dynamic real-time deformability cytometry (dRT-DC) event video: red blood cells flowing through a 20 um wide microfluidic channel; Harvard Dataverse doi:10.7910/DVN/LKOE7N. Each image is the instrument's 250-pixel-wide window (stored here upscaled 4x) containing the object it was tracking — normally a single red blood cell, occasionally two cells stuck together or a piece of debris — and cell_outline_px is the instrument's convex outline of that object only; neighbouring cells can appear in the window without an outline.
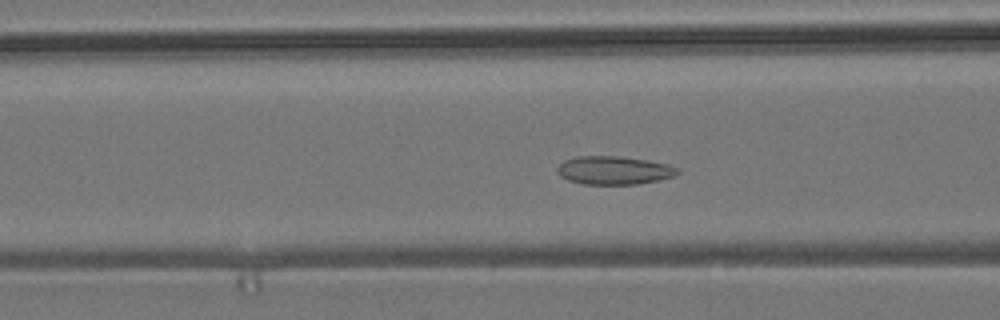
{"species": "common noctule bat (a hibernating species)", "species_latin": "Nyctalus noctula", "temperature_condition": "room temperature", "stored_images_in_passage": 54, "camera_frame_rate_fps": 3000, "um_per_image_px": 0.085, "animal": {"sex": "male", "body_mass_g": 19.2, "forearm_length_mm": 51.8}, "frame": {"image": 1, "passage_image": 20, "time_ms": 6.333, "image_size_px": [1000, 320], "cell_outline_px": [[680, 172], [676, 176], [660, 180], [636, 184], [584, 184], [568, 180], [560, 176], [556, 172], [556, 168], [564, 160], [576, 156], [620, 156], [648, 160], [668, 164], [680, 168]], "centroid_in_image_um": [52.21, 14.47], "position_along_channel_um": 114.4, "area_um2": 20.11}}
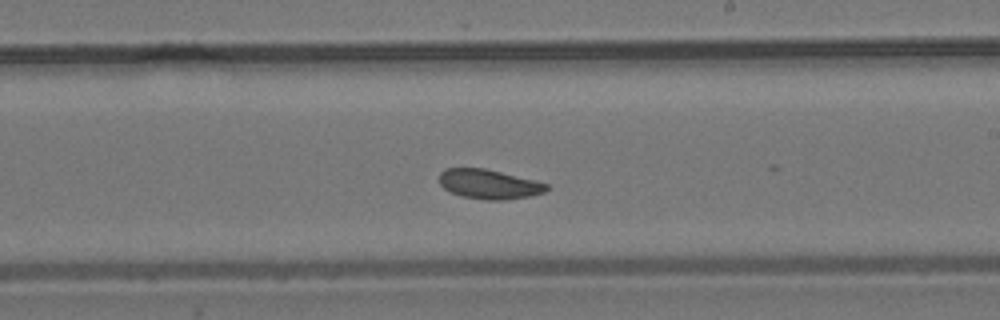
{"frame": {"image": 2, "passage_image": 31, "time_ms": 10.0, "image_size_px": [1000, 320], "cell_outline_px": [[548, 188], [544, 192], [532, 196], [504, 200], [484, 200], [460, 196], [444, 188], [440, 184], [440, 172], [444, 168], [484, 168], [536, 180], [548, 184]], "centroid_in_image_um": [41.57, 15.66], "position_along_channel_um": 247.4, "area_um2": 18.55}}
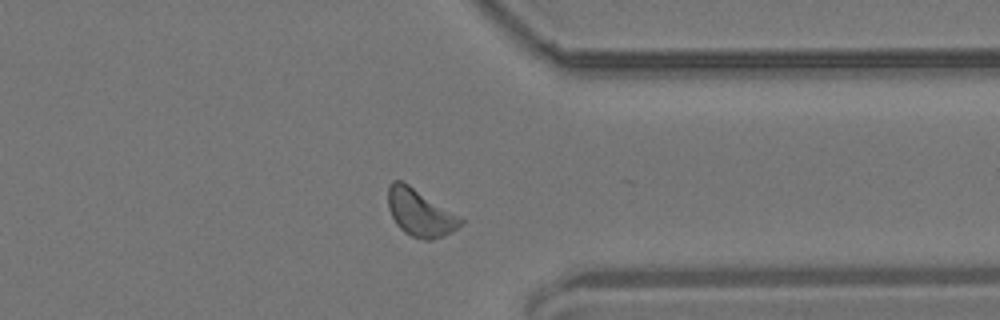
{"frame": {"image": 3, "passage_image": 42, "time_ms": 13.667, "image_size_px": [1000, 320], "cell_outline_px": [[464, 224], [452, 232], [444, 236], [432, 240], [424, 240], [412, 236], [404, 232], [396, 224], [388, 208], [388, 184], [392, 180], [400, 180], [408, 184], [460, 216], [464, 220]], "centroid_in_image_um": [35.71, 18.09], "position_along_channel_um": 375.7, "area_um2": 20.0}, "authors_computed_cell_mechanics": {"area_um2": 19.3052, "velocity_mm_per_s": 3.6319, "shape_relaxation_time_tau1_ms": 3.7976, "shape_relaxation_time_tau2_ms": 3.9899, "deformation_change_tau1": 0.0636, "deformation_change_tau2": 0.0767}}